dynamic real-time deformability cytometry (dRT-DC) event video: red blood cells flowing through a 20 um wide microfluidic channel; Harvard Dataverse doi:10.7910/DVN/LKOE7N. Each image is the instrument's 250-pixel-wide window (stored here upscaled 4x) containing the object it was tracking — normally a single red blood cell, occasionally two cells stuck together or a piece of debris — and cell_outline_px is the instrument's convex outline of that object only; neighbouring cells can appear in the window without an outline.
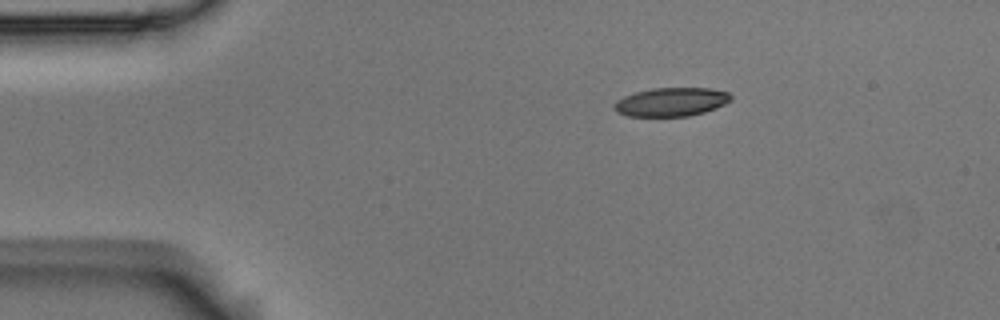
{"species": "Egyptian fruit bat (a non-hibernating species)", "species_latin": "Rousettus aegyptiacus", "temperature_condition": "room temperature", "stored_images_in_passage": 3, "camera_frame_rate_fps": 3000, "um_per_image_px": 0.085, "animal": {"sex": "male"}, "frame": {"image": 1, "passage_image": 1, "time_ms": 0.0, "image_size_px": [1000, 320], "cell_outline_px": [[732, 100], [716, 108], [704, 112], [688, 116], [628, 116], [616, 112], [612, 108], [612, 104], [616, 100], [624, 96], [636, 92], [652, 88], [712, 88], [728, 92], [732, 96]], "centroid_in_image_um": [57.04, 8.66], "position_along_channel_um": 28.0, "area_um2": 19.65}}
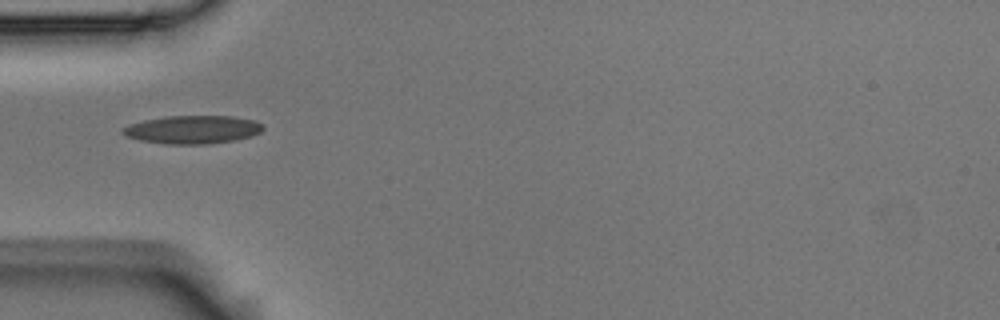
{"frame": {"image": 2, "passage_image": 3, "time_ms": 0.667, "image_size_px": [1000, 320], "cell_outline_px": [[264, 128], [260, 132], [252, 136], [236, 140], [208, 144], [164, 144], [140, 140], [124, 136], [120, 132], [120, 128], [128, 124], [144, 120], [168, 116], [232, 116], [252, 120], [264, 124]], "centroid_in_image_um": [16.34, 11.02], "position_along_channel_um": 68.7, "area_um2": 23.29}}